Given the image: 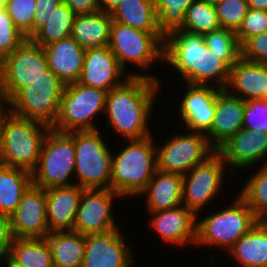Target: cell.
<instances>
[{"mask_svg": "<svg viewBox=\"0 0 267 267\" xmlns=\"http://www.w3.org/2000/svg\"><path fill=\"white\" fill-rule=\"evenodd\" d=\"M152 138L131 139L112 156L110 189L122 198L139 196L158 170L157 147Z\"/></svg>", "mask_w": 267, "mask_h": 267, "instance_id": "277c9868", "label": "cell"}, {"mask_svg": "<svg viewBox=\"0 0 267 267\" xmlns=\"http://www.w3.org/2000/svg\"><path fill=\"white\" fill-rule=\"evenodd\" d=\"M1 125H2V119H0V137H1Z\"/></svg>", "mask_w": 267, "mask_h": 267, "instance_id": "f5cc1de1", "label": "cell"}, {"mask_svg": "<svg viewBox=\"0 0 267 267\" xmlns=\"http://www.w3.org/2000/svg\"><path fill=\"white\" fill-rule=\"evenodd\" d=\"M127 74L121 85L107 92L105 113L109 120L106 124L126 140L142 139L151 135L147 123L161 85L151 75Z\"/></svg>", "mask_w": 267, "mask_h": 267, "instance_id": "6da1fadb", "label": "cell"}, {"mask_svg": "<svg viewBox=\"0 0 267 267\" xmlns=\"http://www.w3.org/2000/svg\"><path fill=\"white\" fill-rule=\"evenodd\" d=\"M164 39L161 32H145L112 21L108 47L126 72L129 62L143 69L156 59L163 60Z\"/></svg>", "mask_w": 267, "mask_h": 267, "instance_id": "30bf717a", "label": "cell"}, {"mask_svg": "<svg viewBox=\"0 0 267 267\" xmlns=\"http://www.w3.org/2000/svg\"><path fill=\"white\" fill-rule=\"evenodd\" d=\"M246 2L249 8L267 11V0H246Z\"/></svg>", "mask_w": 267, "mask_h": 267, "instance_id": "7dc6e473", "label": "cell"}, {"mask_svg": "<svg viewBox=\"0 0 267 267\" xmlns=\"http://www.w3.org/2000/svg\"><path fill=\"white\" fill-rule=\"evenodd\" d=\"M26 36L14 25L6 9H0V61L13 54Z\"/></svg>", "mask_w": 267, "mask_h": 267, "instance_id": "f35d334b", "label": "cell"}, {"mask_svg": "<svg viewBox=\"0 0 267 267\" xmlns=\"http://www.w3.org/2000/svg\"><path fill=\"white\" fill-rule=\"evenodd\" d=\"M208 1L215 4L216 2L221 1V0H208Z\"/></svg>", "mask_w": 267, "mask_h": 267, "instance_id": "816d5d0a", "label": "cell"}, {"mask_svg": "<svg viewBox=\"0 0 267 267\" xmlns=\"http://www.w3.org/2000/svg\"><path fill=\"white\" fill-rule=\"evenodd\" d=\"M50 126L14 114H4L0 137V164L32 172Z\"/></svg>", "mask_w": 267, "mask_h": 267, "instance_id": "3957f363", "label": "cell"}, {"mask_svg": "<svg viewBox=\"0 0 267 267\" xmlns=\"http://www.w3.org/2000/svg\"><path fill=\"white\" fill-rule=\"evenodd\" d=\"M100 10L111 13L116 6H118L124 0H98Z\"/></svg>", "mask_w": 267, "mask_h": 267, "instance_id": "bcb514c9", "label": "cell"}, {"mask_svg": "<svg viewBox=\"0 0 267 267\" xmlns=\"http://www.w3.org/2000/svg\"><path fill=\"white\" fill-rule=\"evenodd\" d=\"M221 28L215 4L208 0H195L184 14V23L180 30L205 34Z\"/></svg>", "mask_w": 267, "mask_h": 267, "instance_id": "d6a6232c", "label": "cell"}, {"mask_svg": "<svg viewBox=\"0 0 267 267\" xmlns=\"http://www.w3.org/2000/svg\"><path fill=\"white\" fill-rule=\"evenodd\" d=\"M110 14L115 22L145 32H161L155 0H124Z\"/></svg>", "mask_w": 267, "mask_h": 267, "instance_id": "f1b7e54d", "label": "cell"}, {"mask_svg": "<svg viewBox=\"0 0 267 267\" xmlns=\"http://www.w3.org/2000/svg\"><path fill=\"white\" fill-rule=\"evenodd\" d=\"M74 171V131L63 133L50 129L43 141L38 163L31 172L33 184L45 190L75 185L68 180Z\"/></svg>", "mask_w": 267, "mask_h": 267, "instance_id": "52a82bcc", "label": "cell"}, {"mask_svg": "<svg viewBox=\"0 0 267 267\" xmlns=\"http://www.w3.org/2000/svg\"><path fill=\"white\" fill-rule=\"evenodd\" d=\"M6 1L7 0H0V9H4L6 6Z\"/></svg>", "mask_w": 267, "mask_h": 267, "instance_id": "f907efd6", "label": "cell"}, {"mask_svg": "<svg viewBox=\"0 0 267 267\" xmlns=\"http://www.w3.org/2000/svg\"><path fill=\"white\" fill-rule=\"evenodd\" d=\"M76 15L100 11L98 0H62Z\"/></svg>", "mask_w": 267, "mask_h": 267, "instance_id": "f6af8a7d", "label": "cell"}, {"mask_svg": "<svg viewBox=\"0 0 267 267\" xmlns=\"http://www.w3.org/2000/svg\"><path fill=\"white\" fill-rule=\"evenodd\" d=\"M64 86L55 73L48 69L9 101V109L18 116L52 127L58 116Z\"/></svg>", "mask_w": 267, "mask_h": 267, "instance_id": "9c48e42d", "label": "cell"}, {"mask_svg": "<svg viewBox=\"0 0 267 267\" xmlns=\"http://www.w3.org/2000/svg\"><path fill=\"white\" fill-rule=\"evenodd\" d=\"M230 91L225 88L218 93L213 124L205 134L215 150L243 128L245 101Z\"/></svg>", "mask_w": 267, "mask_h": 267, "instance_id": "ffe728a7", "label": "cell"}, {"mask_svg": "<svg viewBox=\"0 0 267 267\" xmlns=\"http://www.w3.org/2000/svg\"><path fill=\"white\" fill-rule=\"evenodd\" d=\"M2 260L5 262L6 267H24V266L15 264L8 256L6 258L1 259V261Z\"/></svg>", "mask_w": 267, "mask_h": 267, "instance_id": "681fc988", "label": "cell"}, {"mask_svg": "<svg viewBox=\"0 0 267 267\" xmlns=\"http://www.w3.org/2000/svg\"><path fill=\"white\" fill-rule=\"evenodd\" d=\"M83 190L78 184L46 190V218L49 232L73 230Z\"/></svg>", "mask_w": 267, "mask_h": 267, "instance_id": "7402d4cb", "label": "cell"}, {"mask_svg": "<svg viewBox=\"0 0 267 267\" xmlns=\"http://www.w3.org/2000/svg\"><path fill=\"white\" fill-rule=\"evenodd\" d=\"M187 83V90L180 101V117L190 131L206 134L212 127L217 95L222 88L214 85Z\"/></svg>", "mask_w": 267, "mask_h": 267, "instance_id": "e0dca14e", "label": "cell"}, {"mask_svg": "<svg viewBox=\"0 0 267 267\" xmlns=\"http://www.w3.org/2000/svg\"><path fill=\"white\" fill-rule=\"evenodd\" d=\"M124 74L125 71L107 45L86 50L78 83L109 92L124 82Z\"/></svg>", "mask_w": 267, "mask_h": 267, "instance_id": "d6986e66", "label": "cell"}, {"mask_svg": "<svg viewBox=\"0 0 267 267\" xmlns=\"http://www.w3.org/2000/svg\"><path fill=\"white\" fill-rule=\"evenodd\" d=\"M36 0H7L5 9L14 25L30 39L33 36V18Z\"/></svg>", "mask_w": 267, "mask_h": 267, "instance_id": "8d00e7d4", "label": "cell"}, {"mask_svg": "<svg viewBox=\"0 0 267 267\" xmlns=\"http://www.w3.org/2000/svg\"><path fill=\"white\" fill-rule=\"evenodd\" d=\"M229 205L197 222L196 246L214 245L230 250L260 221L240 194Z\"/></svg>", "mask_w": 267, "mask_h": 267, "instance_id": "5b68a950", "label": "cell"}, {"mask_svg": "<svg viewBox=\"0 0 267 267\" xmlns=\"http://www.w3.org/2000/svg\"><path fill=\"white\" fill-rule=\"evenodd\" d=\"M225 165L222 157L215 152L205 162L183 175L182 204L196 216L223 187L224 171L228 167Z\"/></svg>", "mask_w": 267, "mask_h": 267, "instance_id": "4fadbf2b", "label": "cell"}, {"mask_svg": "<svg viewBox=\"0 0 267 267\" xmlns=\"http://www.w3.org/2000/svg\"><path fill=\"white\" fill-rule=\"evenodd\" d=\"M112 21L111 14L101 10L91 14H77L73 21L71 37L84 50L107 46Z\"/></svg>", "mask_w": 267, "mask_h": 267, "instance_id": "484cf974", "label": "cell"}, {"mask_svg": "<svg viewBox=\"0 0 267 267\" xmlns=\"http://www.w3.org/2000/svg\"><path fill=\"white\" fill-rule=\"evenodd\" d=\"M106 96L107 91L78 82L65 85L51 129L63 133L98 130L93 119L105 112Z\"/></svg>", "mask_w": 267, "mask_h": 267, "instance_id": "8992f818", "label": "cell"}, {"mask_svg": "<svg viewBox=\"0 0 267 267\" xmlns=\"http://www.w3.org/2000/svg\"><path fill=\"white\" fill-rule=\"evenodd\" d=\"M14 238L10 216L0 213V260L8 256Z\"/></svg>", "mask_w": 267, "mask_h": 267, "instance_id": "ee69618b", "label": "cell"}, {"mask_svg": "<svg viewBox=\"0 0 267 267\" xmlns=\"http://www.w3.org/2000/svg\"><path fill=\"white\" fill-rule=\"evenodd\" d=\"M241 58L267 64V31L248 38L241 45Z\"/></svg>", "mask_w": 267, "mask_h": 267, "instance_id": "b9f144b4", "label": "cell"}, {"mask_svg": "<svg viewBox=\"0 0 267 267\" xmlns=\"http://www.w3.org/2000/svg\"><path fill=\"white\" fill-rule=\"evenodd\" d=\"M243 128L267 134V100L245 101Z\"/></svg>", "mask_w": 267, "mask_h": 267, "instance_id": "ab89813d", "label": "cell"}, {"mask_svg": "<svg viewBox=\"0 0 267 267\" xmlns=\"http://www.w3.org/2000/svg\"><path fill=\"white\" fill-rule=\"evenodd\" d=\"M8 257L24 267H54L46 238H14Z\"/></svg>", "mask_w": 267, "mask_h": 267, "instance_id": "4dcf8cb0", "label": "cell"}, {"mask_svg": "<svg viewBox=\"0 0 267 267\" xmlns=\"http://www.w3.org/2000/svg\"><path fill=\"white\" fill-rule=\"evenodd\" d=\"M216 152L226 165L246 169L267 158V134L261 131L240 129L224 142ZM267 164V159L261 164Z\"/></svg>", "mask_w": 267, "mask_h": 267, "instance_id": "ac0fdd59", "label": "cell"}, {"mask_svg": "<svg viewBox=\"0 0 267 267\" xmlns=\"http://www.w3.org/2000/svg\"><path fill=\"white\" fill-rule=\"evenodd\" d=\"M75 171L83 189H110L112 156L99 130L74 131Z\"/></svg>", "mask_w": 267, "mask_h": 267, "instance_id": "ba28073f", "label": "cell"}, {"mask_svg": "<svg viewBox=\"0 0 267 267\" xmlns=\"http://www.w3.org/2000/svg\"><path fill=\"white\" fill-rule=\"evenodd\" d=\"M182 189L183 175L157 170L139 195H146L148 210L156 212L182 205Z\"/></svg>", "mask_w": 267, "mask_h": 267, "instance_id": "d4e9b609", "label": "cell"}, {"mask_svg": "<svg viewBox=\"0 0 267 267\" xmlns=\"http://www.w3.org/2000/svg\"><path fill=\"white\" fill-rule=\"evenodd\" d=\"M118 229L86 235L82 267H131L132 250Z\"/></svg>", "mask_w": 267, "mask_h": 267, "instance_id": "2e32d148", "label": "cell"}, {"mask_svg": "<svg viewBox=\"0 0 267 267\" xmlns=\"http://www.w3.org/2000/svg\"><path fill=\"white\" fill-rule=\"evenodd\" d=\"M229 252L241 267H267V224L260 220Z\"/></svg>", "mask_w": 267, "mask_h": 267, "instance_id": "4316f807", "label": "cell"}, {"mask_svg": "<svg viewBox=\"0 0 267 267\" xmlns=\"http://www.w3.org/2000/svg\"><path fill=\"white\" fill-rule=\"evenodd\" d=\"M151 213L154 216L149 224L165 242L178 246L196 245L198 218L185 205Z\"/></svg>", "mask_w": 267, "mask_h": 267, "instance_id": "44dd1931", "label": "cell"}, {"mask_svg": "<svg viewBox=\"0 0 267 267\" xmlns=\"http://www.w3.org/2000/svg\"><path fill=\"white\" fill-rule=\"evenodd\" d=\"M205 44L229 68L241 57V46L236 31L221 28L203 34Z\"/></svg>", "mask_w": 267, "mask_h": 267, "instance_id": "836d02e7", "label": "cell"}, {"mask_svg": "<svg viewBox=\"0 0 267 267\" xmlns=\"http://www.w3.org/2000/svg\"><path fill=\"white\" fill-rule=\"evenodd\" d=\"M33 35L48 22L49 15L62 2V0H36Z\"/></svg>", "mask_w": 267, "mask_h": 267, "instance_id": "7bdbcfd3", "label": "cell"}, {"mask_svg": "<svg viewBox=\"0 0 267 267\" xmlns=\"http://www.w3.org/2000/svg\"><path fill=\"white\" fill-rule=\"evenodd\" d=\"M156 150L157 169L180 175H185L216 152L206 135L195 131L177 134Z\"/></svg>", "mask_w": 267, "mask_h": 267, "instance_id": "7c38bea8", "label": "cell"}, {"mask_svg": "<svg viewBox=\"0 0 267 267\" xmlns=\"http://www.w3.org/2000/svg\"><path fill=\"white\" fill-rule=\"evenodd\" d=\"M54 267H82L86 235L75 231L50 232L46 237Z\"/></svg>", "mask_w": 267, "mask_h": 267, "instance_id": "83f0119b", "label": "cell"}, {"mask_svg": "<svg viewBox=\"0 0 267 267\" xmlns=\"http://www.w3.org/2000/svg\"><path fill=\"white\" fill-rule=\"evenodd\" d=\"M194 1L195 0H155L158 26L164 36L182 28L184 14Z\"/></svg>", "mask_w": 267, "mask_h": 267, "instance_id": "d590c367", "label": "cell"}, {"mask_svg": "<svg viewBox=\"0 0 267 267\" xmlns=\"http://www.w3.org/2000/svg\"><path fill=\"white\" fill-rule=\"evenodd\" d=\"M114 197L122 196L111 189H84L72 231L89 235L118 228L113 219Z\"/></svg>", "mask_w": 267, "mask_h": 267, "instance_id": "5bb4252c", "label": "cell"}, {"mask_svg": "<svg viewBox=\"0 0 267 267\" xmlns=\"http://www.w3.org/2000/svg\"><path fill=\"white\" fill-rule=\"evenodd\" d=\"M240 191L255 215L263 220L267 216V164L252 175Z\"/></svg>", "mask_w": 267, "mask_h": 267, "instance_id": "e575fe53", "label": "cell"}, {"mask_svg": "<svg viewBox=\"0 0 267 267\" xmlns=\"http://www.w3.org/2000/svg\"><path fill=\"white\" fill-rule=\"evenodd\" d=\"M76 14L61 2L49 15L48 22L30 39L39 46H47L63 38L71 36Z\"/></svg>", "mask_w": 267, "mask_h": 267, "instance_id": "1f68e13d", "label": "cell"}, {"mask_svg": "<svg viewBox=\"0 0 267 267\" xmlns=\"http://www.w3.org/2000/svg\"><path fill=\"white\" fill-rule=\"evenodd\" d=\"M222 28L237 31L249 9L246 0H221L215 3Z\"/></svg>", "mask_w": 267, "mask_h": 267, "instance_id": "74e56055", "label": "cell"}, {"mask_svg": "<svg viewBox=\"0 0 267 267\" xmlns=\"http://www.w3.org/2000/svg\"><path fill=\"white\" fill-rule=\"evenodd\" d=\"M3 103H5V106L7 107L6 109L3 108ZM7 105H9V101L7 100L4 89L0 84V119L3 118L4 114L7 112L6 110H9Z\"/></svg>", "mask_w": 267, "mask_h": 267, "instance_id": "c3c4849f", "label": "cell"}, {"mask_svg": "<svg viewBox=\"0 0 267 267\" xmlns=\"http://www.w3.org/2000/svg\"><path fill=\"white\" fill-rule=\"evenodd\" d=\"M163 60L176 69L186 84L208 85L225 89L230 68L205 44L203 34L175 30L165 36ZM211 80V81H210Z\"/></svg>", "mask_w": 267, "mask_h": 267, "instance_id": "7a4b0ae2", "label": "cell"}, {"mask_svg": "<svg viewBox=\"0 0 267 267\" xmlns=\"http://www.w3.org/2000/svg\"><path fill=\"white\" fill-rule=\"evenodd\" d=\"M46 70L48 65L43 47L26 38L13 54L0 61V84L7 100L10 101Z\"/></svg>", "mask_w": 267, "mask_h": 267, "instance_id": "8fae6325", "label": "cell"}, {"mask_svg": "<svg viewBox=\"0 0 267 267\" xmlns=\"http://www.w3.org/2000/svg\"><path fill=\"white\" fill-rule=\"evenodd\" d=\"M48 69L64 84L78 82L86 50L71 36L44 46Z\"/></svg>", "mask_w": 267, "mask_h": 267, "instance_id": "603a6c76", "label": "cell"}, {"mask_svg": "<svg viewBox=\"0 0 267 267\" xmlns=\"http://www.w3.org/2000/svg\"><path fill=\"white\" fill-rule=\"evenodd\" d=\"M267 31V11L249 8L242 25L236 31L240 46L252 36Z\"/></svg>", "mask_w": 267, "mask_h": 267, "instance_id": "60d3db41", "label": "cell"}, {"mask_svg": "<svg viewBox=\"0 0 267 267\" xmlns=\"http://www.w3.org/2000/svg\"><path fill=\"white\" fill-rule=\"evenodd\" d=\"M229 87L238 94L232 95L244 101L267 100V64L247 61L240 57L230 68L226 88Z\"/></svg>", "mask_w": 267, "mask_h": 267, "instance_id": "cb8c5ba5", "label": "cell"}, {"mask_svg": "<svg viewBox=\"0 0 267 267\" xmlns=\"http://www.w3.org/2000/svg\"><path fill=\"white\" fill-rule=\"evenodd\" d=\"M32 183L31 172L0 164V213L11 216Z\"/></svg>", "mask_w": 267, "mask_h": 267, "instance_id": "f546056e", "label": "cell"}, {"mask_svg": "<svg viewBox=\"0 0 267 267\" xmlns=\"http://www.w3.org/2000/svg\"><path fill=\"white\" fill-rule=\"evenodd\" d=\"M263 221L267 224V216L263 219Z\"/></svg>", "mask_w": 267, "mask_h": 267, "instance_id": "db71d44e", "label": "cell"}, {"mask_svg": "<svg viewBox=\"0 0 267 267\" xmlns=\"http://www.w3.org/2000/svg\"><path fill=\"white\" fill-rule=\"evenodd\" d=\"M10 219L15 238H45L50 233L46 218V190L32 183Z\"/></svg>", "mask_w": 267, "mask_h": 267, "instance_id": "9a60e30c", "label": "cell"}]
</instances>
